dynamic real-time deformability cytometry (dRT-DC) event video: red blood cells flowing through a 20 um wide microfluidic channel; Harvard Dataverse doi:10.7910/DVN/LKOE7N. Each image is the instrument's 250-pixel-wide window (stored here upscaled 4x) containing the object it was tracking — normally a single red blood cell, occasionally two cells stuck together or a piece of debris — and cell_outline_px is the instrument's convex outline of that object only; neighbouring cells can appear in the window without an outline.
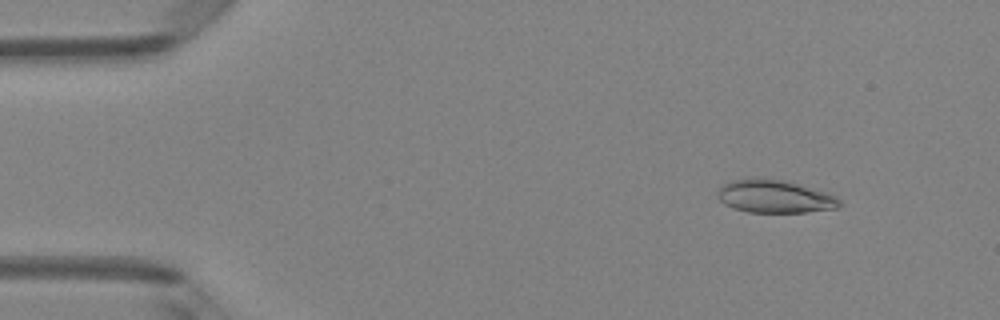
{"species": "Egyptian fruit bat (a non-hibernating species)", "species_latin": "Rousettus aegyptiacus", "temperature_condition": "room temperature", "stored_images_in_passage": 7, "camera_frame_rate_fps": 3000, "um_per_image_px": 0.085, "animal": {"sex": "female"}, "frame": {"image": 1, "passage_image": 2, "time_ms": 0.333, "image_size_px": [1000, 320], "cell_outline_px": [[840, 208], [804, 212], [748, 212], [732, 208], [724, 204], [716, 196], [720, 188], [724, 184], [732, 180], [756, 176], [764, 176], [784, 180], [800, 184], [828, 192], [836, 196], [840, 200]], "centroid_in_image_um": [65.85, 16.67], "position_along_channel_um": 19.2, "area_um2": 23.93}}
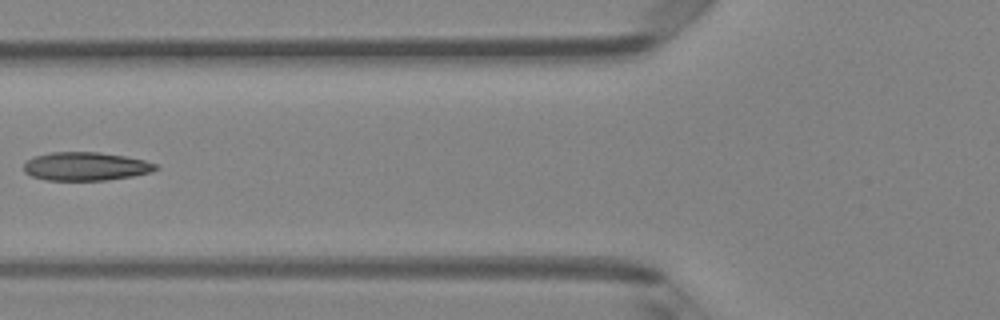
{"frame": {"image": 2, "passage_image": 6, "time_ms": 1.667, "image_size_px": [1000, 320], "cell_outline_px": [[160, 168], [152, 172], [132, 176], [108, 180], [44, 180], [32, 176], [24, 172], [24, 164], [28, 160], [36, 156], [52, 152], [100, 152], [124, 156], [144, 160], [156, 164]], "centroid_in_image_um": [7.31, 14.14], "position_along_channel_um": 118.5, "area_um2": 21.85}}
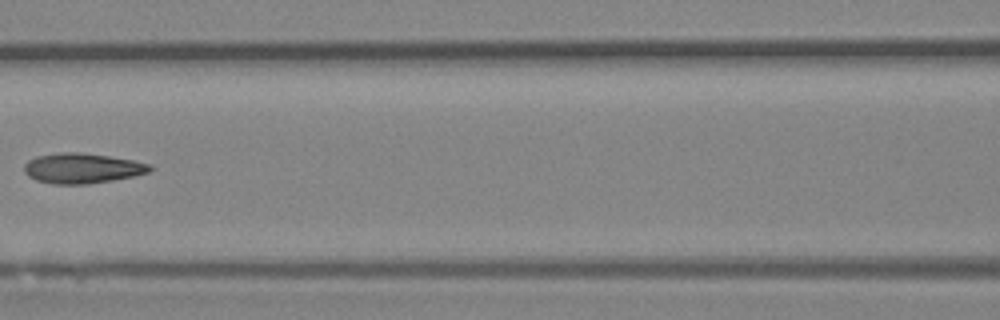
{"frame": {"image": 3, "passage_image": 7, "time_ms": 2.0, "image_size_px": [1000, 320], "cell_outline_px": [[152, 168], [148, 172], [132, 176], [112, 180], [88, 184], [52, 184], [36, 180], [28, 176], [24, 172], [24, 164], [28, 160], [36, 156], [64, 152], [80, 152], [108, 156], [132, 160], [152, 164]], "centroid_in_image_um": [6.95, 14.3], "position_along_channel_um": 159.6, "area_um2": 22.02}}